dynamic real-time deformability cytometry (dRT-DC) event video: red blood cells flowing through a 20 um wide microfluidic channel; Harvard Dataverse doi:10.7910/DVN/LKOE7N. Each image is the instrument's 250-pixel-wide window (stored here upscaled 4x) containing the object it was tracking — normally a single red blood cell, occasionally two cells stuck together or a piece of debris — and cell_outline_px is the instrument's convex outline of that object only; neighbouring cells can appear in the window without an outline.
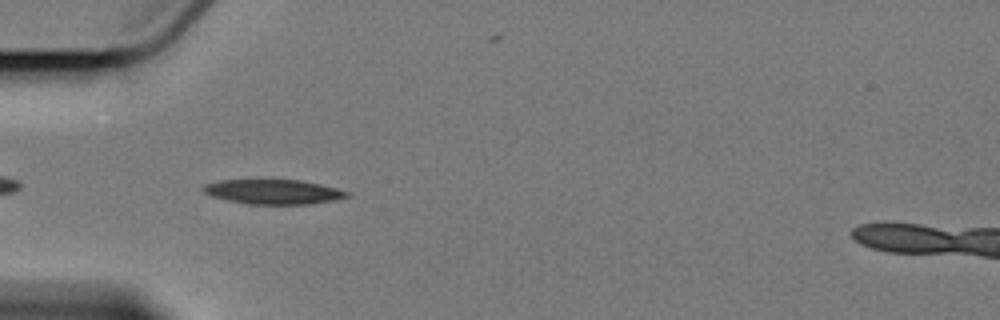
{"species": "Egyptian fruit bat (a non-hibernating species)", "species_latin": "Rousettus aegyptiacus", "temperature_condition": "cold", "stored_images_in_passage": 6, "camera_frame_rate_fps": 3000, "um_per_image_px": 0.085, "animal": {"sex": "female"}, "frame": {"image": 1, "passage_image": 3, "time_ms": 2.333, "image_size_px": [1000, 320], "cell_outline_px": [[348, 196], [336, 200], [308, 204], [248, 204], [228, 200], [212, 196], [204, 192], [200, 188], [204, 184], [220, 180], [300, 180], [320, 184], [336, 188], [348, 192]], "centroid_in_image_um": [23.2, 16.3], "position_along_channel_um": 61.8, "area_um2": 20.52}}
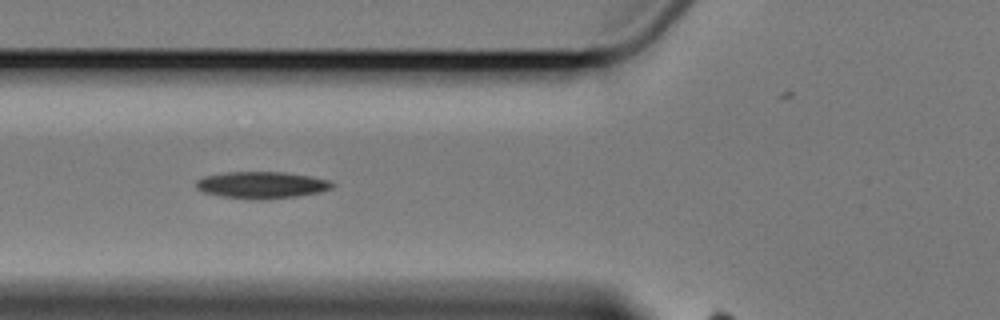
{"frame": {"image": 2, "passage_image": 4, "time_ms": 3.667, "image_size_px": [1000, 320], "cell_outline_px": [[336, 184], [332, 188], [320, 192], [296, 196], [264, 200], [252, 200], [220, 196], [204, 192], [196, 188], [196, 180], [204, 176], [224, 172], [284, 172], [308, 176], [328, 180]], "centroid_in_image_um": [22.22, 15.73], "position_along_channel_um": 103.6, "area_um2": 21.39}}
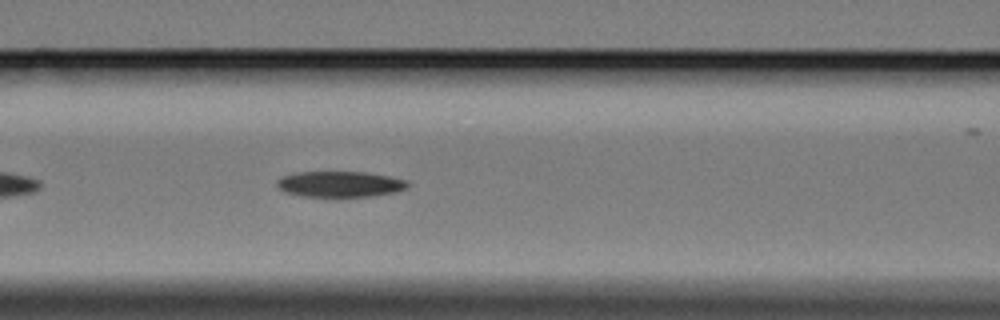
{"frame": {"image": 3, "passage_image": 5, "time_ms": 4.667, "image_size_px": [1000, 320], "cell_outline_px": [[408, 188], [396, 192], [372, 196], [304, 196], [284, 192], [276, 184], [276, 180], [284, 176], [296, 172], [368, 172], [408, 180]], "centroid_in_image_um": [28.92, 15.64], "position_along_channel_um": 137.7, "area_um2": 19.59}}